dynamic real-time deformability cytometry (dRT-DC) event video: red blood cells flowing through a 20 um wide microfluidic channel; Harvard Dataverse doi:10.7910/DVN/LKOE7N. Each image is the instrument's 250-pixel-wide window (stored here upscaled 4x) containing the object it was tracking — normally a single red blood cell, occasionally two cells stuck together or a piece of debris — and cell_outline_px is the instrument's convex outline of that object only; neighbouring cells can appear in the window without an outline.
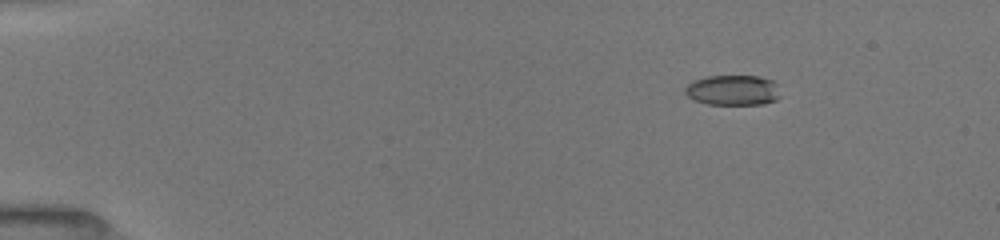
{"species": "common noctule bat (a hibernating species)", "species_latin": "Nyctalus noctula", "temperature_condition": "room temperature", "stored_images_in_passage": 44, "camera_frame_rate_fps": 3000, "um_per_image_px": 0.085, "animal": {"sex": "female", "body_mass_g": 19.5, "forearm_length_mm": 54.1}, "frame": {"image": 1, "passage_image": 2, "time_ms": 0.333, "image_size_px": [1000, 240], "cell_outline_px": [[780, 96], [776, 100], [764, 104], [708, 104], [696, 100], [688, 96], [684, 92], [684, 88], [692, 80], [708, 76], [760, 76], [776, 80]], "centroid_in_image_um": [62.33, 7.65], "position_along_channel_um": 22.7, "area_um2": 16.99}}
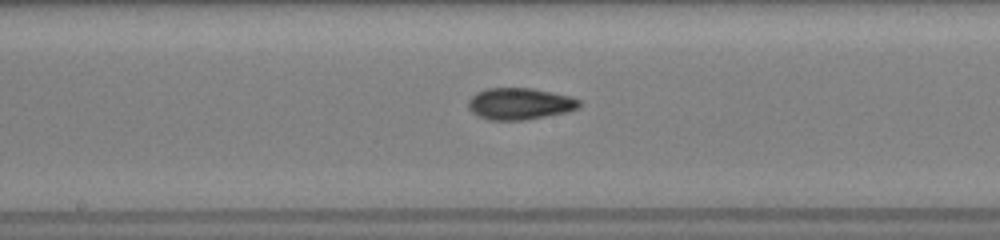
{"frame": {"image": 2, "passage_image": 23, "time_ms": 7.333, "image_size_px": [1000, 240], "cell_outline_px": [[580, 108], [568, 112], [524, 120], [488, 120], [472, 112], [468, 108], [468, 100], [476, 92], [488, 88], [532, 88], [572, 96], [580, 100]], "centroid_in_image_um": [44.2, 8.81], "position_along_channel_um": 204.0, "area_um2": 20.63}}
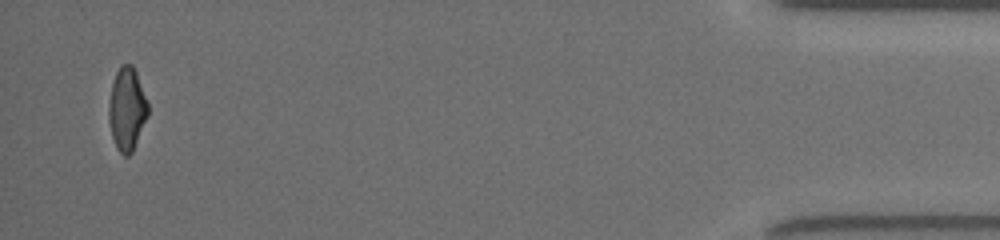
{"frame": {"image": 3, "passage_image": 44, "time_ms": 14.667, "image_size_px": [1000, 240], "cell_outline_px": [[148, 116], [132, 152], [128, 156], [124, 156], [116, 148], [112, 136], [108, 120], [108, 104], [112, 84], [116, 72], [120, 64], [132, 64], [136, 72], [148, 100]], "centroid_in_image_um": [10.79, 9.26], "position_along_channel_um": 424.4, "area_um2": 19.13}, "authors_computed_cell_mechanics": {"area_um2": 19.074, "velocity_mm_per_s": 4.0249, "shape_relaxation_time_tau1_ms": 4.3475, "shape_relaxation_time_tau2_ms": 2.8117, "deformation_change_tau1": 0.1865, "deformation_change_tau2": 0.0958}}